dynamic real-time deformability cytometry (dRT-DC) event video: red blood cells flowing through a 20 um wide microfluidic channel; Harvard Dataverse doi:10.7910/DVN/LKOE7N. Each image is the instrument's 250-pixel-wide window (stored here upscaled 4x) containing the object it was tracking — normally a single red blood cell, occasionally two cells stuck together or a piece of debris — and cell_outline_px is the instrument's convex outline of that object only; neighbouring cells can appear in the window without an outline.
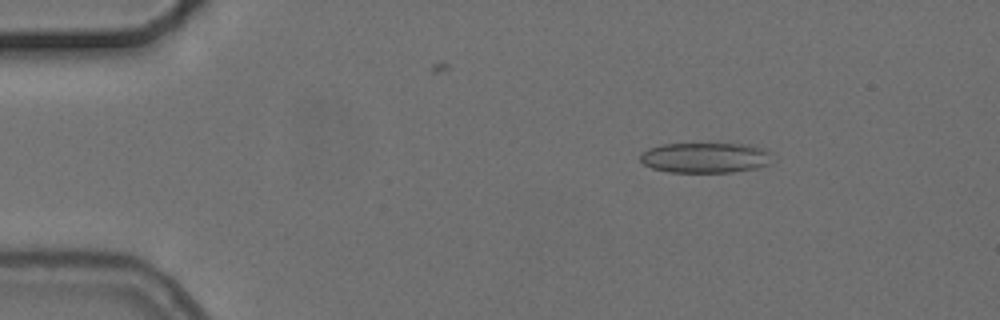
{"species": "common noctule bat (a hibernating species)", "species_latin": "Nyctalus noctula", "temperature_condition": "cold", "stored_images_in_passage": 4, "camera_frame_rate_fps": 3000, "um_per_image_px": 0.085, "animal": {"sex": "female", "body_mass_g": 24.6, "forearm_length_mm": 56.2}, "frame": {"image": 1, "passage_image": 2, "time_ms": 1.333, "image_size_px": [1000, 320], "cell_outline_px": [[772, 164], [760, 168], [732, 172], [668, 172], [652, 168], [644, 164], [640, 160], [640, 152], [648, 148], [660, 144], [748, 144], [764, 148], [772, 152]], "centroid_in_image_um": [60.0, 13.4], "position_along_channel_um": 25.0, "area_um2": 23.81}}